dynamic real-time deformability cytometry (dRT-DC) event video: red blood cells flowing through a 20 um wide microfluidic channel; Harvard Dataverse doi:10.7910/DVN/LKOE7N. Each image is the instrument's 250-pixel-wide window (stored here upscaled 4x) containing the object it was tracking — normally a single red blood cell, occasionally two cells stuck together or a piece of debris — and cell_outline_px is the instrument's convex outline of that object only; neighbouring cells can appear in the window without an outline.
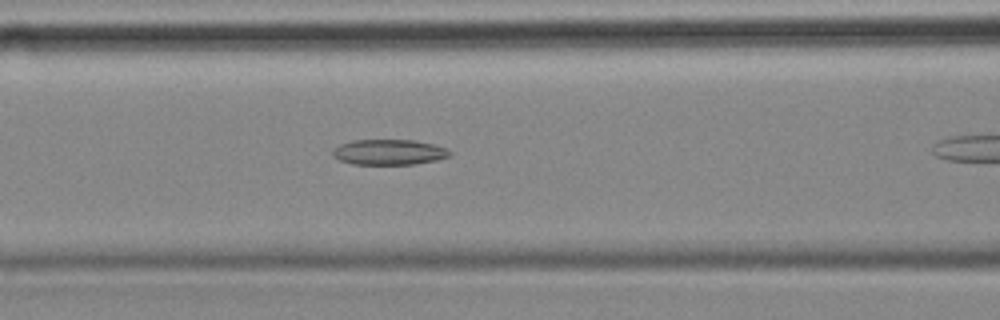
{"species": "common noctule bat (a hibernating species)", "species_latin": "Nyctalus noctula", "temperature_condition": "cold", "stored_images_in_passage": 15, "camera_frame_rate_fps": 3000, "um_per_image_px": 0.085, "animal": {"sex": "female", "body_mass_g": 18.4}, "frame": {"image": 1, "passage_image": 11, "time_ms": 3.333, "image_size_px": [1000, 320], "cell_outline_px": [[452, 152], [448, 156], [436, 160], [412, 164], [352, 164], [340, 160], [332, 156], [332, 152], [340, 144], [352, 140], [412, 140], [432, 144], [448, 148]], "centroid_in_image_um": [33.06, 12.93], "position_along_channel_um": 133.5, "area_um2": 17.22}}